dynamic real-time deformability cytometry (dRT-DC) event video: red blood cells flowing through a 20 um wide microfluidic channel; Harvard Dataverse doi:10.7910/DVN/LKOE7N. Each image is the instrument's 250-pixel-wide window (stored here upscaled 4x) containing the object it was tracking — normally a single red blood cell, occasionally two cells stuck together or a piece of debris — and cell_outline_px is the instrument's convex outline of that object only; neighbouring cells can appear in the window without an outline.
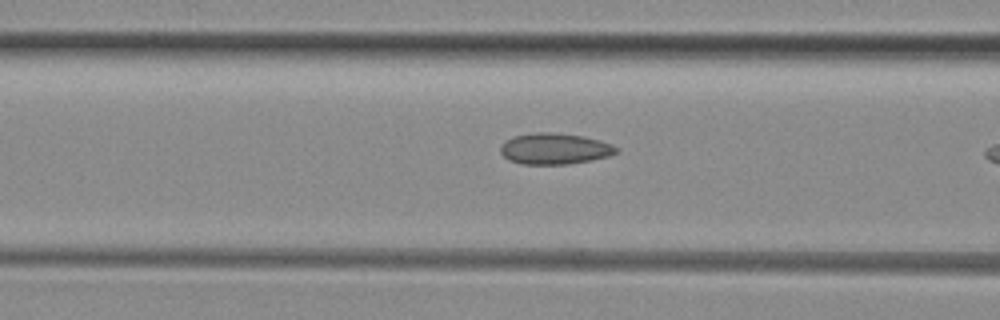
{"species": "common noctule bat (a hibernating species)", "species_latin": "Nyctalus noctula", "temperature_condition": "room temperature", "stored_images_in_passage": 20, "camera_frame_rate_fps": 3000, "um_per_image_px": 0.085, "animal": {"sex": "female", "body_mass_g": 29.2, "forearm_length_mm": 56.3}, "frame": {"image": 1, "passage_image": 6, "time_ms": 1.667, "image_size_px": [1000, 320], "cell_outline_px": [[620, 152], [608, 156], [592, 160], [568, 164], [520, 164], [508, 160], [500, 152], [500, 148], [512, 136], [536, 132], [548, 132], [584, 136], [612, 144], [620, 148]], "centroid_in_image_um": [47.18, 12.65], "position_along_channel_um": 119.4, "area_um2": 21.04}}
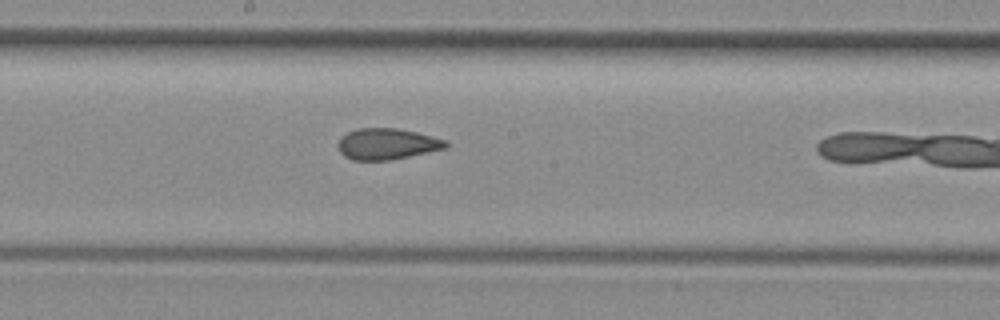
{"frame": {"image": 2, "passage_image": 13, "time_ms": 4.0, "image_size_px": [1000, 320], "cell_outline_px": [[448, 148], [392, 160], [352, 160], [344, 156], [340, 152], [336, 144], [348, 132], [356, 128], [400, 128], [448, 140]], "centroid_in_image_um": [32.92, 12.24], "position_along_channel_um": 215.3, "area_um2": 19.77}}
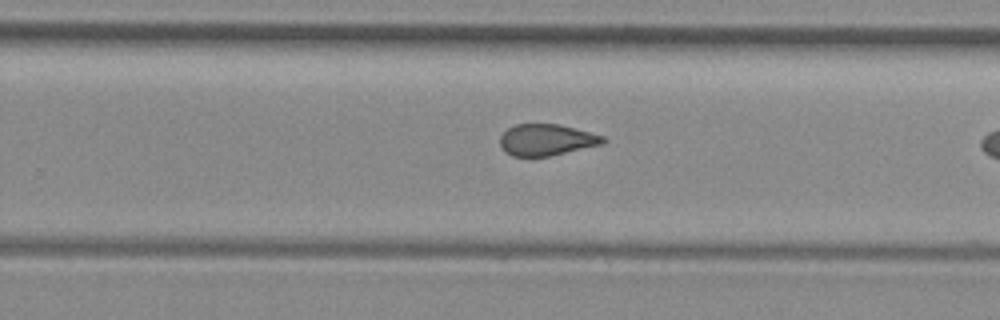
{"frame": {"image": 3, "passage_image": 18, "time_ms": 5.667, "image_size_px": [1000, 320], "cell_outline_px": [[608, 140], [604, 144], [548, 156], [512, 156], [504, 152], [500, 144], [500, 136], [508, 128], [516, 124], [556, 124], [604, 136]], "centroid_in_image_um": [46.44, 11.89], "position_along_channel_um": 283.4, "area_um2": 18.73}}